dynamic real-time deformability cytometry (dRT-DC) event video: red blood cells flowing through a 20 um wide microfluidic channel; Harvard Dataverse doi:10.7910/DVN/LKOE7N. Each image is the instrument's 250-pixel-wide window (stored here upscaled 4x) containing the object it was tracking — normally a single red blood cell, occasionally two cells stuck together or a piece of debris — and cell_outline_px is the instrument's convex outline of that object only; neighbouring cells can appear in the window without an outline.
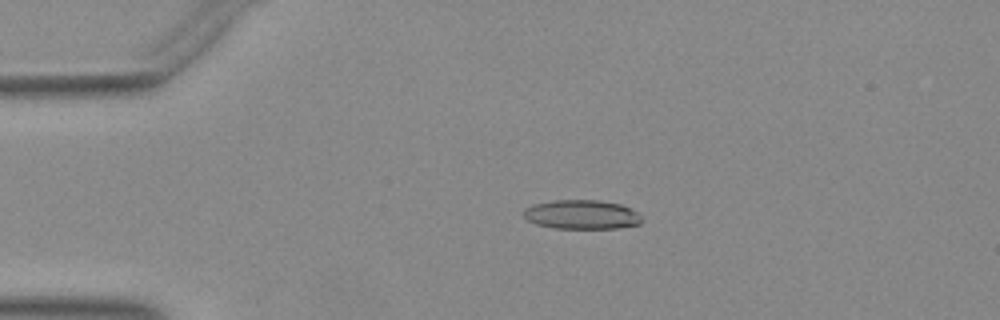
{"species": "Egyptian fruit bat (a non-hibernating species)", "species_latin": "Rousettus aegyptiacus", "temperature_condition": "warm", "stored_images_in_passage": 50, "camera_frame_rate_fps": 3000, "um_per_image_px": 0.085, "animal": {"sex": "female"}, "frame": {"image": 1, "passage_image": 10, "time_ms": 3.0, "image_size_px": [1000, 320], "cell_outline_px": [[644, 220], [640, 224], [616, 228], [556, 228], [536, 224], [528, 220], [524, 216], [524, 208], [532, 204], [552, 200], [600, 200], [620, 204], [636, 212]], "centroid_in_image_um": [49.43, 18.23], "position_along_channel_um": 35.6, "area_um2": 20.06}}
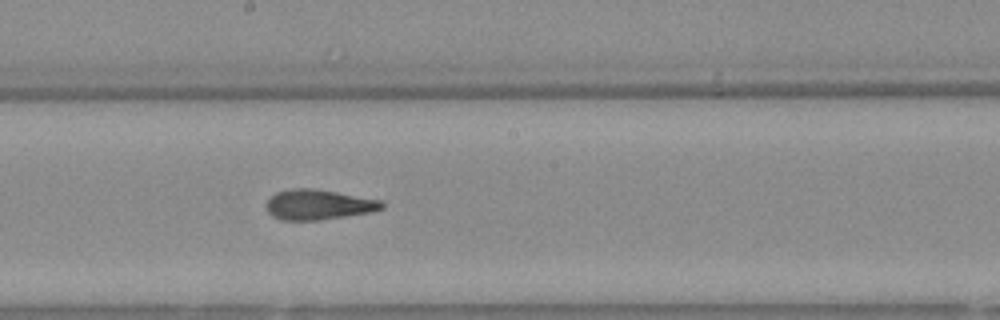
{"frame": {"image": 2, "passage_image": 27, "time_ms": 8.667, "image_size_px": [1000, 320], "cell_outline_px": [[384, 208], [372, 212], [316, 220], [280, 220], [272, 216], [268, 212], [268, 200], [276, 192], [292, 188], [312, 188], [384, 200]], "centroid_in_image_um": [27.1, 17.39], "position_along_channel_um": 221.1, "area_um2": 20.23}}
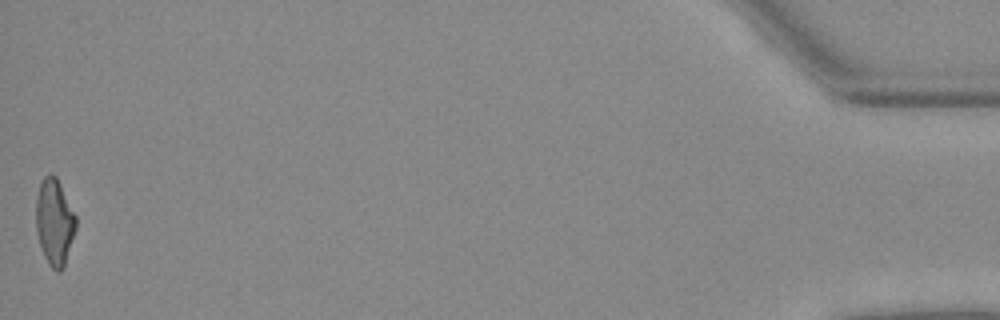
{"frame": {"image": 3, "passage_image": 50, "time_ms": 16.333, "image_size_px": [1000, 320], "cell_outline_px": [[76, 228], [64, 268], [60, 272], [56, 272], [48, 264], [44, 256], [36, 232], [36, 196], [40, 184], [44, 176], [52, 172], [56, 176], [76, 216]], "centroid_in_image_um": [4.63, 18.88], "position_along_channel_um": 430.6, "area_um2": 20.17}}